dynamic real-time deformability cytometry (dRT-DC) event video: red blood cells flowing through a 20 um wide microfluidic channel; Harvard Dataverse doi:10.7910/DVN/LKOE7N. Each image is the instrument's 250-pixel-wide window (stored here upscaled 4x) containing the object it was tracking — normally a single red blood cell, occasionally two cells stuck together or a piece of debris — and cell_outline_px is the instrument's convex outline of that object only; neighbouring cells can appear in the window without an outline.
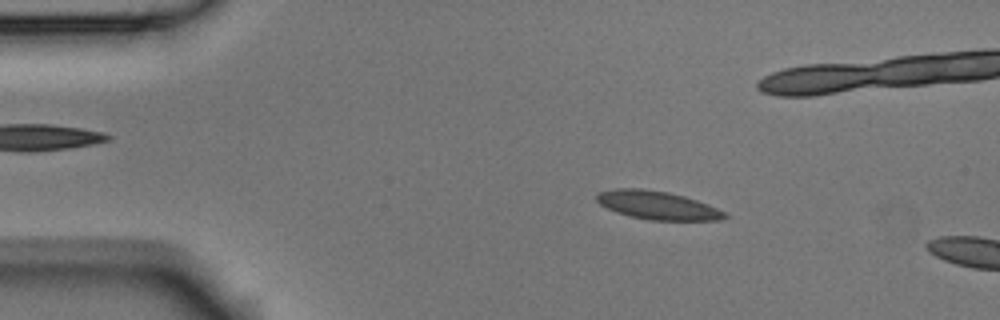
{"species": "Egyptian fruit bat (a non-hibernating species)", "species_latin": "Rousettus aegyptiacus", "temperature_condition": "room temperature", "stored_images_in_passage": 3, "camera_frame_rate_fps": 3000, "um_per_image_px": 0.085, "animal": {"sex": "male"}, "frame": {"image": 1, "passage_image": 2, "time_ms": 0.333, "image_size_px": [1000, 320], "cell_outline_px": [[728, 216], [720, 220], [648, 220], [628, 216], [616, 212], [600, 204], [596, 200], [596, 196], [600, 192], [612, 188], [644, 188], [668, 192], [684, 196], [708, 204], [724, 212]], "centroid_in_image_um": [55.85, 17.44], "position_along_channel_um": 29.2, "area_um2": 21.15}}